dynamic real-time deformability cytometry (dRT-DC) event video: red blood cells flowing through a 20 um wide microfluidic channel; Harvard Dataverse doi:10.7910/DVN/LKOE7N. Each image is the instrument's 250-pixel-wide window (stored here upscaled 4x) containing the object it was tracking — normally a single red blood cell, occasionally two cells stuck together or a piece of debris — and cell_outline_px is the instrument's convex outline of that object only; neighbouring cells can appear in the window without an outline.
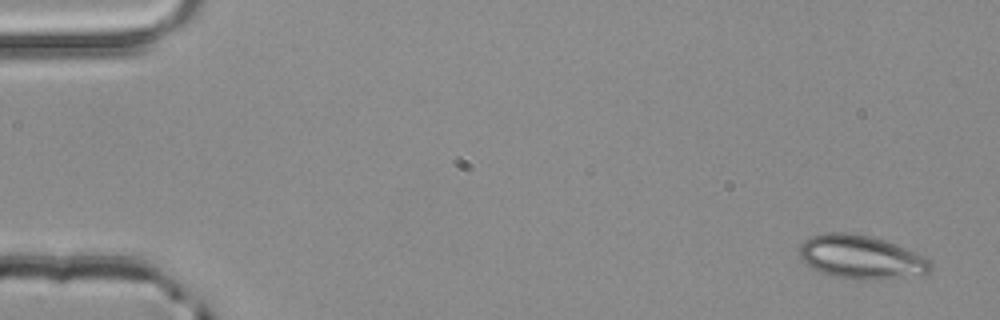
{"species": "common noctule bat (a hibernating species)", "species_latin": "Nyctalus noctula", "temperature_condition": "room temperature", "stored_images_in_passage": 5, "camera_frame_rate_fps": 3000, "um_per_image_px": 0.085, "animal": {"sex": "male", "body_mass_g": 20.4}, "frame": {"image": 1, "passage_image": 1, "time_ms": 0.0, "image_size_px": [1000, 320], "cell_outline_px": [[932, 268], [928, 272], [880, 280], [860, 280], [832, 276], [820, 272], [804, 264], [800, 256], [800, 244], [808, 236], [824, 232], [848, 232], [868, 236], [884, 240], [924, 256], [932, 260]], "centroid_in_image_um": [73.13, 21.85], "position_along_channel_um": 11.9, "area_um2": 33.41}}
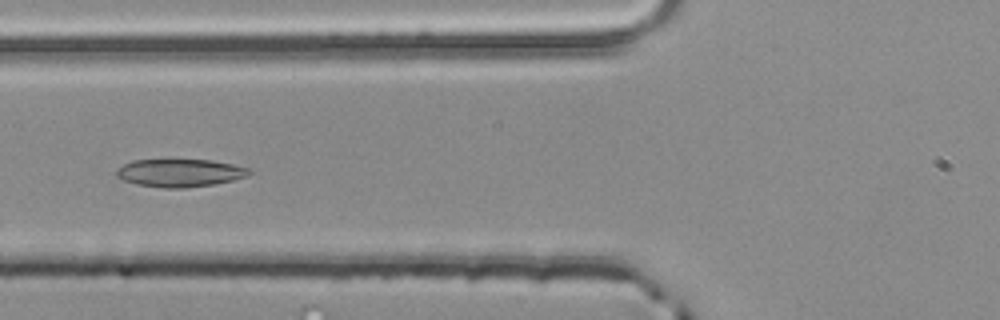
{"frame": {"image": 2, "passage_image": 5, "time_ms": 1.333, "image_size_px": [1000, 320], "cell_outline_px": [[252, 172], [248, 176], [232, 180], [212, 184], [184, 188], [164, 188], [136, 184], [124, 180], [116, 176], [116, 168], [132, 160], [212, 160], [232, 164], [248, 168]], "centroid_in_image_um": [15.27, 14.69], "position_along_channel_um": 110.5, "area_um2": 21.44}}